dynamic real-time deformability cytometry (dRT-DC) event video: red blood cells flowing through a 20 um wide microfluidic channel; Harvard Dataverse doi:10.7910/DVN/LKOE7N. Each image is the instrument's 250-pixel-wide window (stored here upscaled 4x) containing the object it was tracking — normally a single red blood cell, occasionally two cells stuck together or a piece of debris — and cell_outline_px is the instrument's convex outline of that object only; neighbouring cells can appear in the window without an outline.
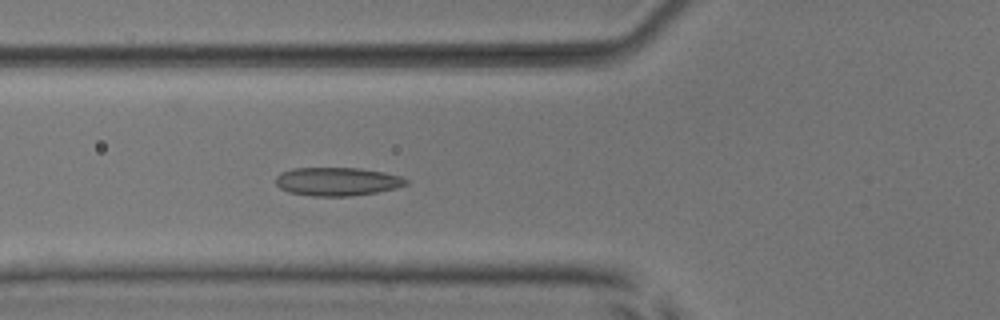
{"species": "common noctule bat (a hibernating species)", "species_latin": "Nyctalus noctula", "temperature_condition": "room temperature", "stored_images_in_passage": 52, "camera_frame_rate_fps": 3000, "um_per_image_px": 0.085, "animal": {"sex": "male", "body_mass_g": 17.9, "forearm_length_mm": 54.2}, "frame": {"image": 1, "passage_image": 20, "time_ms": 6.333, "image_size_px": [1000, 320], "cell_outline_px": [[408, 184], [396, 188], [376, 192], [348, 196], [312, 196], [288, 192], [280, 188], [276, 184], [276, 176], [280, 172], [292, 168], [360, 168], [384, 172], [400, 176], [408, 180]], "centroid_in_image_um": [28.64, 15.42], "position_along_channel_um": 97.2, "area_um2": 21.62}}
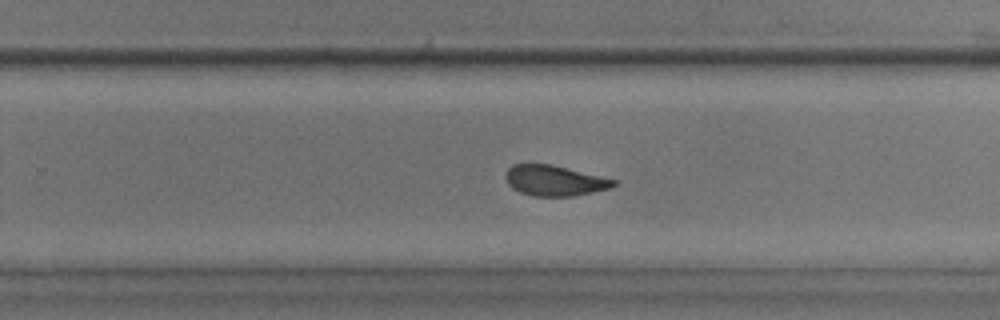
{"frame": {"image": 2, "passage_image": 34, "time_ms": 11.0, "image_size_px": [1000, 320], "cell_outline_px": [[616, 184], [612, 188], [576, 196], [532, 196], [520, 192], [512, 188], [508, 184], [504, 176], [508, 168], [512, 164], [552, 164], [616, 180]], "centroid_in_image_um": [47.12, 15.35], "position_along_channel_um": 282.7, "area_um2": 19.31}}
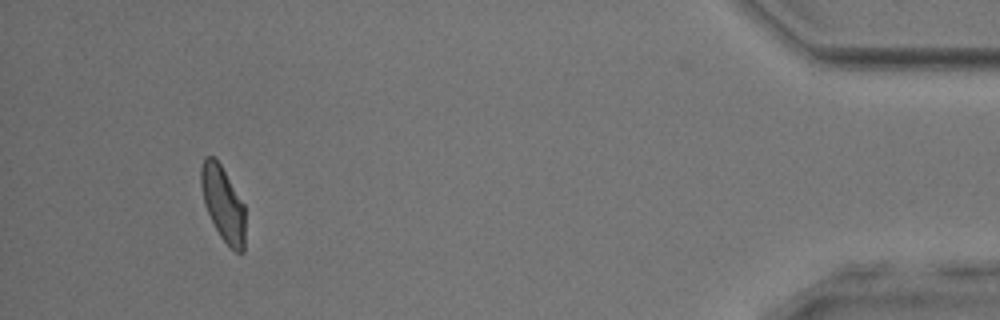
{"frame": {"image": 3, "passage_image": 49, "time_ms": 16.0, "image_size_px": [1000, 320], "cell_outline_px": [[244, 252], [236, 252], [220, 236], [204, 204], [200, 184], [200, 164], [204, 156], [212, 156], [220, 164], [244, 204]], "centroid_in_image_um": [18.93, 17.27], "position_along_channel_um": 416.3, "area_um2": 19.02}, "authors_computed_cell_mechanics": {"area_um2": 20.4901, "velocity_mm_per_s": 3.99, "shape_relaxation_time_tau1_ms": 7.4979, "shape_relaxation_time_tau2_ms": 1.2017, "deformation_change_tau1": 0.165, "deformation_change_tau2": 0.0674}}